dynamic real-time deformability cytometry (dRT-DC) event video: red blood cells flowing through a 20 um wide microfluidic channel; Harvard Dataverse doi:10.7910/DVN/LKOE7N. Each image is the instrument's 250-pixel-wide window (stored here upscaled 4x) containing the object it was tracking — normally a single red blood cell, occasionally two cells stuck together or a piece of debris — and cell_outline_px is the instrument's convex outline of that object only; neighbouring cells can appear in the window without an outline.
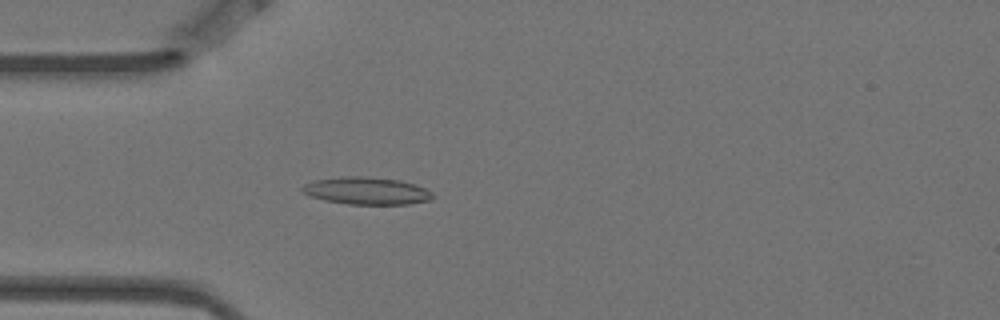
{"species": "Egyptian fruit bat (a non-hibernating species)", "species_latin": "Rousettus aegyptiacus", "temperature_condition": "warm", "stored_images_in_passage": 5, "camera_frame_rate_fps": 3000, "um_per_image_px": 0.085, "animal": {"sex": "female"}, "frame": {"image": 1, "passage_image": 5, "time_ms": 1.333, "image_size_px": [1000, 320], "cell_outline_px": [[436, 196], [432, 200], [408, 204], [348, 204], [324, 200], [308, 196], [300, 192], [300, 188], [304, 184], [312, 180], [344, 176], [364, 176], [400, 180], [424, 188], [432, 192]], "centroid_in_image_um": [31.11, 16.22], "position_along_channel_um": 53.9, "area_um2": 21.04}}